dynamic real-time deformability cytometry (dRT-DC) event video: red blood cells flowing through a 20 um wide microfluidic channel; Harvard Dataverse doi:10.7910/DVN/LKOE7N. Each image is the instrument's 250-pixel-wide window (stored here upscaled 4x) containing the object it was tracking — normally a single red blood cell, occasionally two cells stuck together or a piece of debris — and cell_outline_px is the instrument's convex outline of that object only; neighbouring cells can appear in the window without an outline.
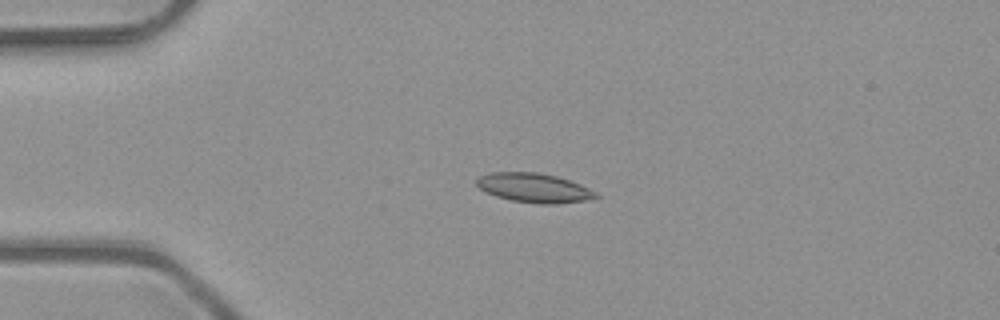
{"species": "common noctule bat (a hibernating species)", "species_latin": "Nyctalus noctula", "temperature_condition": "room temperature", "stored_images_in_passage": 5, "camera_frame_rate_fps": 3000, "um_per_image_px": 0.085, "animal": {"sex": "male", "body_mass_g": 23.1, "forearm_length_mm": 52.7}, "frame": {"image": 1, "passage_image": 4, "time_ms": 1.0, "image_size_px": [1000, 320], "cell_outline_px": [[600, 196], [584, 200], [556, 204], [540, 204], [512, 200], [496, 196], [484, 192], [476, 184], [476, 180], [480, 176], [492, 172], [536, 172], [556, 176], [580, 184], [596, 192]], "centroid_in_image_um": [45.37, 15.96], "position_along_channel_um": 39.6, "area_um2": 20.17}}